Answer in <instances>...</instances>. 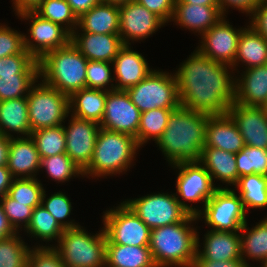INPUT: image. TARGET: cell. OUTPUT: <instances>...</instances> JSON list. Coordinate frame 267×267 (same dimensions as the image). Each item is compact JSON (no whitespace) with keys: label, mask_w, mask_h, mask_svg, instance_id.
<instances>
[{"label":"cell","mask_w":267,"mask_h":267,"mask_svg":"<svg viewBox=\"0 0 267 267\" xmlns=\"http://www.w3.org/2000/svg\"><path fill=\"white\" fill-rule=\"evenodd\" d=\"M178 67L174 74L181 107L209 116L227 114L235 102L236 74L231 66L195 49Z\"/></svg>","instance_id":"cell-1"},{"label":"cell","mask_w":267,"mask_h":267,"mask_svg":"<svg viewBox=\"0 0 267 267\" xmlns=\"http://www.w3.org/2000/svg\"><path fill=\"white\" fill-rule=\"evenodd\" d=\"M208 117L181 106L171 112L166 129L155 143L170 166L200 162Z\"/></svg>","instance_id":"cell-2"},{"label":"cell","mask_w":267,"mask_h":267,"mask_svg":"<svg viewBox=\"0 0 267 267\" xmlns=\"http://www.w3.org/2000/svg\"><path fill=\"white\" fill-rule=\"evenodd\" d=\"M198 221L189 214L182 222L151 229L149 249L157 267L193 266L200 228L193 224Z\"/></svg>","instance_id":"cell-3"},{"label":"cell","mask_w":267,"mask_h":267,"mask_svg":"<svg viewBox=\"0 0 267 267\" xmlns=\"http://www.w3.org/2000/svg\"><path fill=\"white\" fill-rule=\"evenodd\" d=\"M140 149L136 138L100 128L90 164L83 170L84 178L99 180L126 173Z\"/></svg>","instance_id":"cell-4"},{"label":"cell","mask_w":267,"mask_h":267,"mask_svg":"<svg viewBox=\"0 0 267 267\" xmlns=\"http://www.w3.org/2000/svg\"><path fill=\"white\" fill-rule=\"evenodd\" d=\"M38 62L39 79L61 93L70 97L86 88L88 59L72 42L46 53Z\"/></svg>","instance_id":"cell-5"},{"label":"cell","mask_w":267,"mask_h":267,"mask_svg":"<svg viewBox=\"0 0 267 267\" xmlns=\"http://www.w3.org/2000/svg\"><path fill=\"white\" fill-rule=\"evenodd\" d=\"M98 233L87 232L78 226L64 230L54 246L65 267H106V235L103 230Z\"/></svg>","instance_id":"cell-6"},{"label":"cell","mask_w":267,"mask_h":267,"mask_svg":"<svg viewBox=\"0 0 267 267\" xmlns=\"http://www.w3.org/2000/svg\"><path fill=\"white\" fill-rule=\"evenodd\" d=\"M39 80L31 86L27 95L32 132L60 126L70 114L69 96Z\"/></svg>","instance_id":"cell-7"},{"label":"cell","mask_w":267,"mask_h":267,"mask_svg":"<svg viewBox=\"0 0 267 267\" xmlns=\"http://www.w3.org/2000/svg\"><path fill=\"white\" fill-rule=\"evenodd\" d=\"M126 91L141 113L156 108L177 109L181 106L174 72L154 69L141 82Z\"/></svg>","instance_id":"cell-8"},{"label":"cell","mask_w":267,"mask_h":267,"mask_svg":"<svg viewBox=\"0 0 267 267\" xmlns=\"http://www.w3.org/2000/svg\"><path fill=\"white\" fill-rule=\"evenodd\" d=\"M171 168L176 169L178 173L177 179L175 180V196L190 214L197 215L204 208L206 202L213 196L215 190L222 188L221 184H213L209 172L200 162H182L172 165ZM187 202L194 204L197 202L202 206H194L187 204Z\"/></svg>","instance_id":"cell-9"},{"label":"cell","mask_w":267,"mask_h":267,"mask_svg":"<svg viewBox=\"0 0 267 267\" xmlns=\"http://www.w3.org/2000/svg\"><path fill=\"white\" fill-rule=\"evenodd\" d=\"M247 216L241 197L232 188H217L197 214L210 230L228 232L240 231Z\"/></svg>","instance_id":"cell-10"},{"label":"cell","mask_w":267,"mask_h":267,"mask_svg":"<svg viewBox=\"0 0 267 267\" xmlns=\"http://www.w3.org/2000/svg\"><path fill=\"white\" fill-rule=\"evenodd\" d=\"M103 211L106 244L149 246L151 229L123 201Z\"/></svg>","instance_id":"cell-11"},{"label":"cell","mask_w":267,"mask_h":267,"mask_svg":"<svg viewBox=\"0 0 267 267\" xmlns=\"http://www.w3.org/2000/svg\"><path fill=\"white\" fill-rule=\"evenodd\" d=\"M124 202L150 229L182 222L190 214L172 192L151 193Z\"/></svg>","instance_id":"cell-12"},{"label":"cell","mask_w":267,"mask_h":267,"mask_svg":"<svg viewBox=\"0 0 267 267\" xmlns=\"http://www.w3.org/2000/svg\"><path fill=\"white\" fill-rule=\"evenodd\" d=\"M16 16L22 21H29V35L24 33V47L38 61L46 53L71 42L72 34L66 28L42 18L34 10L23 11Z\"/></svg>","instance_id":"cell-13"},{"label":"cell","mask_w":267,"mask_h":267,"mask_svg":"<svg viewBox=\"0 0 267 267\" xmlns=\"http://www.w3.org/2000/svg\"><path fill=\"white\" fill-rule=\"evenodd\" d=\"M227 16L222 17L213 27L201 36L197 50L210 60L233 66L238 40L242 31L247 27L234 28Z\"/></svg>","instance_id":"cell-14"},{"label":"cell","mask_w":267,"mask_h":267,"mask_svg":"<svg viewBox=\"0 0 267 267\" xmlns=\"http://www.w3.org/2000/svg\"><path fill=\"white\" fill-rule=\"evenodd\" d=\"M140 116V110L132 103L127 91H107L100 128L130 135L138 143Z\"/></svg>","instance_id":"cell-15"},{"label":"cell","mask_w":267,"mask_h":267,"mask_svg":"<svg viewBox=\"0 0 267 267\" xmlns=\"http://www.w3.org/2000/svg\"><path fill=\"white\" fill-rule=\"evenodd\" d=\"M119 21V36L125 45L152 37V34L166 25L158 16L135 0L119 6Z\"/></svg>","instance_id":"cell-16"},{"label":"cell","mask_w":267,"mask_h":267,"mask_svg":"<svg viewBox=\"0 0 267 267\" xmlns=\"http://www.w3.org/2000/svg\"><path fill=\"white\" fill-rule=\"evenodd\" d=\"M65 126L66 154L83 171L93 156L100 124L69 115Z\"/></svg>","instance_id":"cell-17"},{"label":"cell","mask_w":267,"mask_h":267,"mask_svg":"<svg viewBox=\"0 0 267 267\" xmlns=\"http://www.w3.org/2000/svg\"><path fill=\"white\" fill-rule=\"evenodd\" d=\"M246 146L267 149V109L233 103L227 112Z\"/></svg>","instance_id":"cell-18"},{"label":"cell","mask_w":267,"mask_h":267,"mask_svg":"<svg viewBox=\"0 0 267 267\" xmlns=\"http://www.w3.org/2000/svg\"><path fill=\"white\" fill-rule=\"evenodd\" d=\"M199 236V232H197L195 259H204L207 261L242 259L239 231L228 232L207 229L204 237H202L204 239L202 242L203 244L200 243Z\"/></svg>","instance_id":"cell-19"},{"label":"cell","mask_w":267,"mask_h":267,"mask_svg":"<svg viewBox=\"0 0 267 267\" xmlns=\"http://www.w3.org/2000/svg\"><path fill=\"white\" fill-rule=\"evenodd\" d=\"M115 90L126 91L146 78L154 69L131 45H124L113 60Z\"/></svg>","instance_id":"cell-20"},{"label":"cell","mask_w":267,"mask_h":267,"mask_svg":"<svg viewBox=\"0 0 267 267\" xmlns=\"http://www.w3.org/2000/svg\"><path fill=\"white\" fill-rule=\"evenodd\" d=\"M242 71L241 73H239ZM237 72L235 76V103L245 106L267 105V65ZM238 73L240 75H238Z\"/></svg>","instance_id":"cell-21"},{"label":"cell","mask_w":267,"mask_h":267,"mask_svg":"<svg viewBox=\"0 0 267 267\" xmlns=\"http://www.w3.org/2000/svg\"><path fill=\"white\" fill-rule=\"evenodd\" d=\"M71 42L88 60L112 63L125 45L119 34L73 32Z\"/></svg>","instance_id":"cell-22"},{"label":"cell","mask_w":267,"mask_h":267,"mask_svg":"<svg viewBox=\"0 0 267 267\" xmlns=\"http://www.w3.org/2000/svg\"><path fill=\"white\" fill-rule=\"evenodd\" d=\"M40 163L41 159L31 136L11 138L7 168L14 178H38Z\"/></svg>","instance_id":"cell-23"},{"label":"cell","mask_w":267,"mask_h":267,"mask_svg":"<svg viewBox=\"0 0 267 267\" xmlns=\"http://www.w3.org/2000/svg\"><path fill=\"white\" fill-rule=\"evenodd\" d=\"M244 146L243 137L228 113L208 117L204 147H213L236 154Z\"/></svg>","instance_id":"cell-24"},{"label":"cell","mask_w":267,"mask_h":267,"mask_svg":"<svg viewBox=\"0 0 267 267\" xmlns=\"http://www.w3.org/2000/svg\"><path fill=\"white\" fill-rule=\"evenodd\" d=\"M222 17L223 13L219 6H202L188 3L175 2L173 17L179 28L198 33L201 37L206 31L213 27Z\"/></svg>","instance_id":"cell-25"},{"label":"cell","mask_w":267,"mask_h":267,"mask_svg":"<svg viewBox=\"0 0 267 267\" xmlns=\"http://www.w3.org/2000/svg\"><path fill=\"white\" fill-rule=\"evenodd\" d=\"M119 30V6L100 2L78 17L74 32L119 34Z\"/></svg>","instance_id":"cell-26"},{"label":"cell","mask_w":267,"mask_h":267,"mask_svg":"<svg viewBox=\"0 0 267 267\" xmlns=\"http://www.w3.org/2000/svg\"><path fill=\"white\" fill-rule=\"evenodd\" d=\"M31 132L27 97L1 101L0 135L9 138L29 137Z\"/></svg>","instance_id":"cell-27"},{"label":"cell","mask_w":267,"mask_h":267,"mask_svg":"<svg viewBox=\"0 0 267 267\" xmlns=\"http://www.w3.org/2000/svg\"><path fill=\"white\" fill-rule=\"evenodd\" d=\"M200 163L209 172L213 184L216 180L225 187L235 186L238 181V171L235 159V153L224 151L213 147H203Z\"/></svg>","instance_id":"cell-28"},{"label":"cell","mask_w":267,"mask_h":267,"mask_svg":"<svg viewBox=\"0 0 267 267\" xmlns=\"http://www.w3.org/2000/svg\"><path fill=\"white\" fill-rule=\"evenodd\" d=\"M239 64L245 66L244 69L267 65V39L250 25H247L239 37L237 53L232 66L234 72L238 71Z\"/></svg>","instance_id":"cell-29"},{"label":"cell","mask_w":267,"mask_h":267,"mask_svg":"<svg viewBox=\"0 0 267 267\" xmlns=\"http://www.w3.org/2000/svg\"><path fill=\"white\" fill-rule=\"evenodd\" d=\"M106 98L107 91L82 88L69 97L70 115L100 124L105 111Z\"/></svg>","instance_id":"cell-30"},{"label":"cell","mask_w":267,"mask_h":267,"mask_svg":"<svg viewBox=\"0 0 267 267\" xmlns=\"http://www.w3.org/2000/svg\"><path fill=\"white\" fill-rule=\"evenodd\" d=\"M239 233L241 238L242 261L248 267H253L248 262L250 259L253 262L256 261L263 265L267 261V216L252 228L248 227L246 221Z\"/></svg>","instance_id":"cell-31"},{"label":"cell","mask_w":267,"mask_h":267,"mask_svg":"<svg viewBox=\"0 0 267 267\" xmlns=\"http://www.w3.org/2000/svg\"><path fill=\"white\" fill-rule=\"evenodd\" d=\"M106 267H157L149 246L106 244Z\"/></svg>","instance_id":"cell-32"},{"label":"cell","mask_w":267,"mask_h":267,"mask_svg":"<svg viewBox=\"0 0 267 267\" xmlns=\"http://www.w3.org/2000/svg\"><path fill=\"white\" fill-rule=\"evenodd\" d=\"M233 190L239 193L246 213L249 208L254 210L267 208V176L261 174L242 176Z\"/></svg>","instance_id":"cell-33"},{"label":"cell","mask_w":267,"mask_h":267,"mask_svg":"<svg viewBox=\"0 0 267 267\" xmlns=\"http://www.w3.org/2000/svg\"><path fill=\"white\" fill-rule=\"evenodd\" d=\"M24 232L27 234L26 236L29 235L28 237L31 236L30 238H36V241L40 239L39 242H46L44 244L45 246H51V244H49L51 242H56L57 240L58 243L64 229L58 224L50 212L42 205H39L33 209L31 221Z\"/></svg>","instance_id":"cell-34"},{"label":"cell","mask_w":267,"mask_h":267,"mask_svg":"<svg viewBox=\"0 0 267 267\" xmlns=\"http://www.w3.org/2000/svg\"><path fill=\"white\" fill-rule=\"evenodd\" d=\"M175 109L156 108L141 113L138 127V146L142 148L147 142L154 143L161 137L167 127L171 112Z\"/></svg>","instance_id":"cell-35"},{"label":"cell","mask_w":267,"mask_h":267,"mask_svg":"<svg viewBox=\"0 0 267 267\" xmlns=\"http://www.w3.org/2000/svg\"><path fill=\"white\" fill-rule=\"evenodd\" d=\"M40 159L66 153V136L64 125L44 128L31 132Z\"/></svg>","instance_id":"cell-36"},{"label":"cell","mask_w":267,"mask_h":267,"mask_svg":"<svg viewBox=\"0 0 267 267\" xmlns=\"http://www.w3.org/2000/svg\"><path fill=\"white\" fill-rule=\"evenodd\" d=\"M34 11L42 18L63 26L71 34L77 28L78 17L66 0H44Z\"/></svg>","instance_id":"cell-37"},{"label":"cell","mask_w":267,"mask_h":267,"mask_svg":"<svg viewBox=\"0 0 267 267\" xmlns=\"http://www.w3.org/2000/svg\"><path fill=\"white\" fill-rule=\"evenodd\" d=\"M42 169H45L46 175L58 184L69 182L74 177L84 178L83 171L66 153L42 158L40 170Z\"/></svg>","instance_id":"cell-38"},{"label":"cell","mask_w":267,"mask_h":267,"mask_svg":"<svg viewBox=\"0 0 267 267\" xmlns=\"http://www.w3.org/2000/svg\"><path fill=\"white\" fill-rule=\"evenodd\" d=\"M31 247L22 239L20 232L0 240V267H28Z\"/></svg>","instance_id":"cell-39"},{"label":"cell","mask_w":267,"mask_h":267,"mask_svg":"<svg viewBox=\"0 0 267 267\" xmlns=\"http://www.w3.org/2000/svg\"><path fill=\"white\" fill-rule=\"evenodd\" d=\"M238 179L245 175L261 174L267 176V149L244 146L235 154Z\"/></svg>","instance_id":"cell-40"},{"label":"cell","mask_w":267,"mask_h":267,"mask_svg":"<svg viewBox=\"0 0 267 267\" xmlns=\"http://www.w3.org/2000/svg\"><path fill=\"white\" fill-rule=\"evenodd\" d=\"M46 195V191L44 190L41 205L50 212L64 230L80 226L79 222H75V219L69 220L68 218L72 214L73 206L65 192L59 190V192H54L48 198H46Z\"/></svg>","instance_id":"cell-41"},{"label":"cell","mask_w":267,"mask_h":267,"mask_svg":"<svg viewBox=\"0 0 267 267\" xmlns=\"http://www.w3.org/2000/svg\"><path fill=\"white\" fill-rule=\"evenodd\" d=\"M44 190L38 178H14L7 194L18 202L28 203L34 209L41 205Z\"/></svg>","instance_id":"cell-42"},{"label":"cell","mask_w":267,"mask_h":267,"mask_svg":"<svg viewBox=\"0 0 267 267\" xmlns=\"http://www.w3.org/2000/svg\"><path fill=\"white\" fill-rule=\"evenodd\" d=\"M39 74L0 75V102L27 97Z\"/></svg>","instance_id":"cell-43"},{"label":"cell","mask_w":267,"mask_h":267,"mask_svg":"<svg viewBox=\"0 0 267 267\" xmlns=\"http://www.w3.org/2000/svg\"><path fill=\"white\" fill-rule=\"evenodd\" d=\"M112 72L113 63L88 60L86 66V88L104 91L115 90L114 74Z\"/></svg>","instance_id":"cell-44"},{"label":"cell","mask_w":267,"mask_h":267,"mask_svg":"<svg viewBox=\"0 0 267 267\" xmlns=\"http://www.w3.org/2000/svg\"><path fill=\"white\" fill-rule=\"evenodd\" d=\"M39 74V62L26 49L0 58V75Z\"/></svg>","instance_id":"cell-45"},{"label":"cell","mask_w":267,"mask_h":267,"mask_svg":"<svg viewBox=\"0 0 267 267\" xmlns=\"http://www.w3.org/2000/svg\"><path fill=\"white\" fill-rule=\"evenodd\" d=\"M0 202L12 227L17 232L24 231L31 221L33 208L28 203L12 199L8 194L0 198Z\"/></svg>","instance_id":"cell-46"},{"label":"cell","mask_w":267,"mask_h":267,"mask_svg":"<svg viewBox=\"0 0 267 267\" xmlns=\"http://www.w3.org/2000/svg\"><path fill=\"white\" fill-rule=\"evenodd\" d=\"M28 267H65V265L54 246L35 243L28 255Z\"/></svg>","instance_id":"cell-47"},{"label":"cell","mask_w":267,"mask_h":267,"mask_svg":"<svg viewBox=\"0 0 267 267\" xmlns=\"http://www.w3.org/2000/svg\"><path fill=\"white\" fill-rule=\"evenodd\" d=\"M24 50V33L0 23V58L20 54Z\"/></svg>","instance_id":"cell-48"},{"label":"cell","mask_w":267,"mask_h":267,"mask_svg":"<svg viewBox=\"0 0 267 267\" xmlns=\"http://www.w3.org/2000/svg\"><path fill=\"white\" fill-rule=\"evenodd\" d=\"M150 12L158 16L165 24H168L174 13L176 0H135Z\"/></svg>","instance_id":"cell-49"},{"label":"cell","mask_w":267,"mask_h":267,"mask_svg":"<svg viewBox=\"0 0 267 267\" xmlns=\"http://www.w3.org/2000/svg\"><path fill=\"white\" fill-rule=\"evenodd\" d=\"M249 20L248 24L267 39V0H262L258 4L249 16Z\"/></svg>","instance_id":"cell-50"},{"label":"cell","mask_w":267,"mask_h":267,"mask_svg":"<svg viewBox=\"0 0 267 267\" xmlns=\"http://www.w3.org/2000/svg\"><path fill=\"white\" fill-rule=\"evenodd\" d=\"M261 1L262 0H218V3L224 16H227L226 14H228V9L230 7L231 9L239 10V12L250 16Z\"/></svg>","instance_id":"cell-51"},{"label":"cell","mask_w":267,"mask_h":267,"mask_svg":"<svg viewBox=\"0 0 267 267\" xmlns=\"http://www.w3.org/2000/svg\"><path fill=\"white\" fill-rule=\"evenodd\" d=\"M192 267H248L242 259L229 261H207L204 259H194Z\"/></svg>","instance_id":"cell-52"},{"label":"cell","mask_w":267,"mask_h":267,"mask_svg":"<svg viewBox=\"0 0 267 267\" xmlns=\"http://www.w3.org/2000/svg\"><path fill=\"white\" fill-rule=\"evenodd\" d=\"M71 6L72 11L79 17L84 12L101 2V0H66Z\"/></svg>","instance_id":"cell-53"},{"label":"cell","mask_w":267,"mask_h":267,"mask_svg":"<svg viewBox=\"0 0 267 267\" xmlns=\"http://www.w3.org/2000/svg\"><path fill=\"white\" fill-rule=\"evenodd\" d=\"M18 233L10 224L7 216L4 213L3 206L0 202V240L13 236Z\"/></svg>","instance_id":"cell-54"},{"label":"cell","mask_w":267,"mask_h":267,"mask_svg":"<svg viewBox=\"0 0 267 267\" xmlns=\"http://www.w3.org/2000/svg\"><path fill=\"white\" fill-rule=\"evenodd\" d=\"M14 177L7 166H0V198L8 193Z\"/></svg>","instance_id":"cell-55"},{"label":"cell","mask_w":267,"mask_h":267,"mask_svg":"<svg viewBox=\"0 0 267 267\" xmlns=\"http://www.w3.org/2000/svg\"><path fill=\"white\" fill-rule=\"evenodd\" d=\"M44 0H12L13 12L15 15L28 10H35L36 7Z\"/></svg>","instance_id":"cell-56"},{"label":"cell","mask_w":267,"mask_h":267,"mask_svg":"<svg viewBox=\"0 0 267 267\" xmlns=\"http://www.w3.org/2000/svg\"><path fill=\"white\" fill-rule=\"evenodd\" d=\"M11 138L0 135V166H7Z\"/></svg>","instance_id":"cell-57"},{"label":"cell","mask_w":267,"mask_h":267,"mask_svg":"<svg viewBox=\"0 0 267 267\" xmlns=\"http://www.w3.org/2000/svg\"><path fill=\"white\" fill-rule=\"evenodd\" d=\"M175 2L202 6H219L218 0H176Z\"/></svg>","instance_id":"cell-58"},{"label":"cell","mask_w":267,"mask_h":267,"mask_svg":"<svg viewBox=\"0 0 267 267\" xmlns=\"http://www.w3.org/2000/svg\"><path fill=\"white\" fill-rule=\"evenodd\" d=\"M134 0H101L102 3H106V4H113V5H124L127 4L128 2H131Z\"/></svg>","instance_id":"cell-59"},{"label":"cell","mask_w":267,"mask_h":267,"mask_svg":"<svg viewBox=\"0 0 267 267\" xmlns=\"http://www.w3.org/2000/svg\"><path fill=\"white\" fill-rule=\"evenodd\" d=\"M260 267H267V261L263 265H260Z\"/></svg>","instance_id":"cell-60"}]
</instances>
